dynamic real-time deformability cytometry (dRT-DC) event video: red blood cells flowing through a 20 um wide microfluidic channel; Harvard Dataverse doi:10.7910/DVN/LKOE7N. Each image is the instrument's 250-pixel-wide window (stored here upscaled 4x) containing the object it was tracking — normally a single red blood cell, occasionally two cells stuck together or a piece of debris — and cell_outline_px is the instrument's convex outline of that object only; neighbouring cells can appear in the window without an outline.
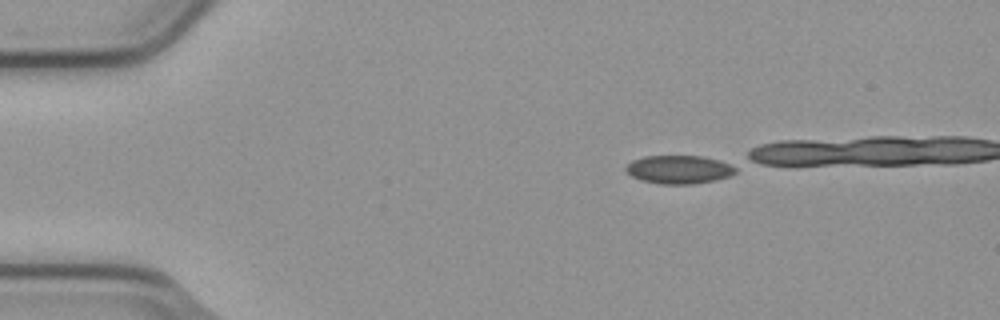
{"species": "common noctule bat (a hibernating species)", "species_latin": "Nyctalus noctula", "temperature_condition": "cold", "stored_images_in_passage": 9, "camera_frame_rate_fps": 3000, "um_per_image_px": 0.085, "animal": {"sex": "male", "body_mass_g": 23.1, "forearm_length_mm": 52.7}, "frame": {"image": 1, "passage_image": 1, "time_ms": 0.0, "image_size_px": [1000, 320], "cell_outline_px": [[736, 172], [728, 176], [716, 180], [692, 184], [660, 184], [640, 180], [632, 176], [624, 168], [632, 160], [644, 156], [704, 156], [720, 160], [736, 168]], "centroid_in_image_um": [57.69, 14.41], "position_along_channel_um": 27.3, "area_um2": 18.09}}
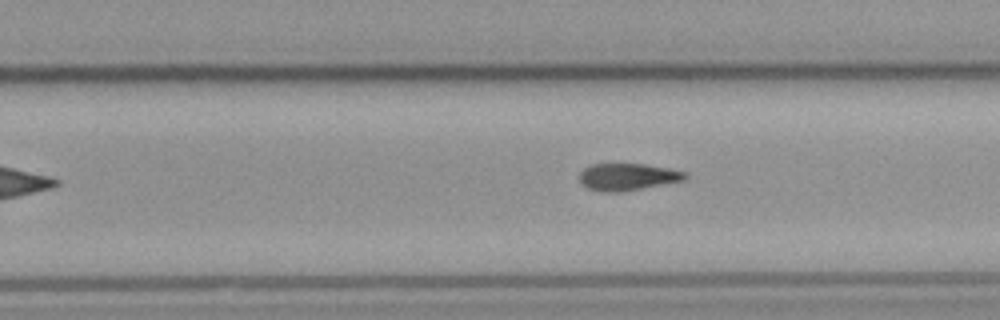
{"frame": {"image": 2, "passage_image": 9, "time_ms": 2.667, "image_size_px": [1000, 320], "cell_outline_px": [[688, 176], [684, 180], [620, 192], [600, 192], [588, 188], [580, 180], [580, 172], [584, 168], [592, 164], [644, 164], [668, 168], [684, 172]], "centroid_in_image_um": [53.32, 15.03], "position_along_channel_um": 276.5, "area_um2": 16.42}}